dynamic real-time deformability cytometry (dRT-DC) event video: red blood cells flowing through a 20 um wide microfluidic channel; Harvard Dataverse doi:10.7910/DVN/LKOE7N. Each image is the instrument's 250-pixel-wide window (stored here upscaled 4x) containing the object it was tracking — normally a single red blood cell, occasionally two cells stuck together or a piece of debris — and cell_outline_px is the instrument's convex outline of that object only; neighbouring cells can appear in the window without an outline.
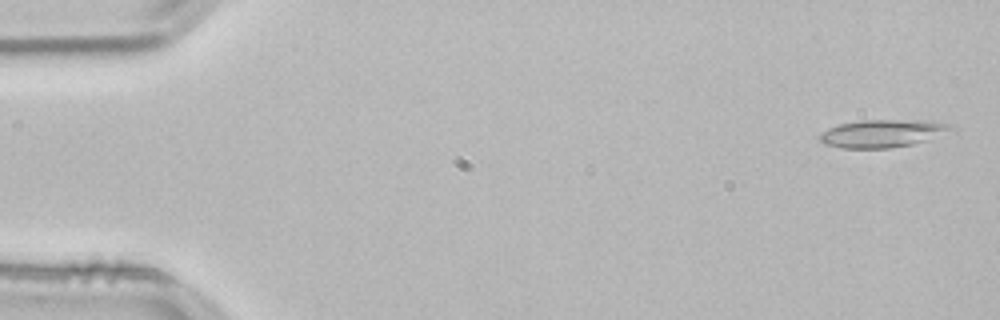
{"species": "common noctule bat (a hibernating species)", "species_latin": "Nyctalus noctula", "temperature_condition": "room temperature", "stored_images_in_passage": 53, "camera_frame_rate_fps": 3000, "um_per_image_px": 0.085, "animal": {"sex": "male", "body_mass_g": 21.5, "forearm_length_mm": 52.0}, "frame": {"image": 1, "passage_image": 2, "time_ms": 0.333, "image_size_px": [1000, 320], "cell_outline_px": [[956, 132], [912, 144], [888, 148], [840, 148], [824, 144], [820, 140], [820, 132], [828, 128], [840, 124], [864, 120], [924, 120], [952, 124], [956, 128]], "centroid_in_image_um": [75.11, 11.34], "position_along_channel_um": 9.9, "area_um2": 21.56}}
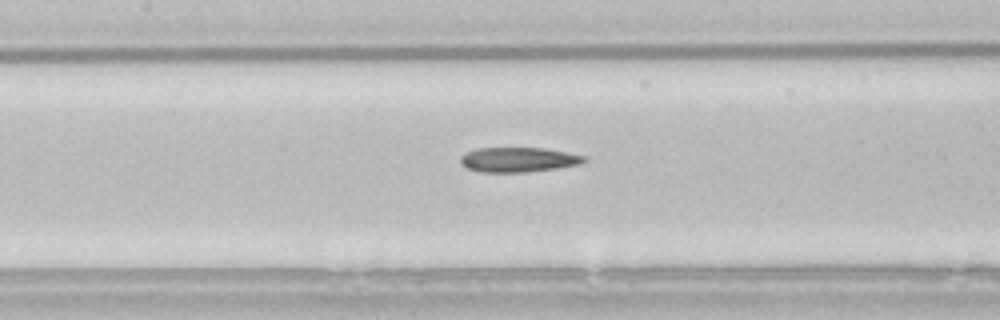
{"frame": {"image": 2, "passage_image": 24, "time_ms": 7.667, "image_size_px": [1000, 320], "cell_outline_px": [[588, 160], [580, 164], [556, 168], [528, 172], [484, 172], [468, 168], [460, 164], [460, 156], [464, 152], [476, 148], [544, 148], [588, 156]], "centroid_in_image_um": [44.06, 13.56], "position_along_channel_um": 163.3, "area_um2": 17.98}}
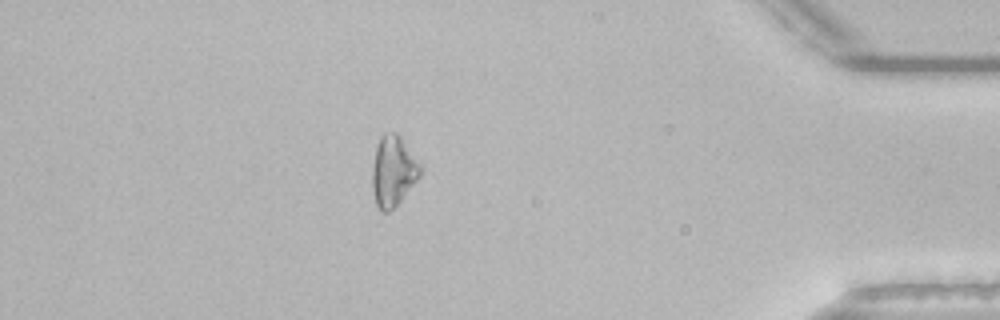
{"frame": {"image": 3, "passage_image": 46, "time_ms": 15.0, "image_size_px": [1000, 320], "cell_outline_px": [[420, 176], [400, 200], [388, 212], [380, 212], [376, 204], [372, 192], [372, 164], [376, 144], [380, 136], [384, 132], [396, 132], [400, 136], [420, 164]], "centroid_in_image_um": [33.37, 14.52], "position_along_channel_um": 401.8, "area_um2": 19.65}}